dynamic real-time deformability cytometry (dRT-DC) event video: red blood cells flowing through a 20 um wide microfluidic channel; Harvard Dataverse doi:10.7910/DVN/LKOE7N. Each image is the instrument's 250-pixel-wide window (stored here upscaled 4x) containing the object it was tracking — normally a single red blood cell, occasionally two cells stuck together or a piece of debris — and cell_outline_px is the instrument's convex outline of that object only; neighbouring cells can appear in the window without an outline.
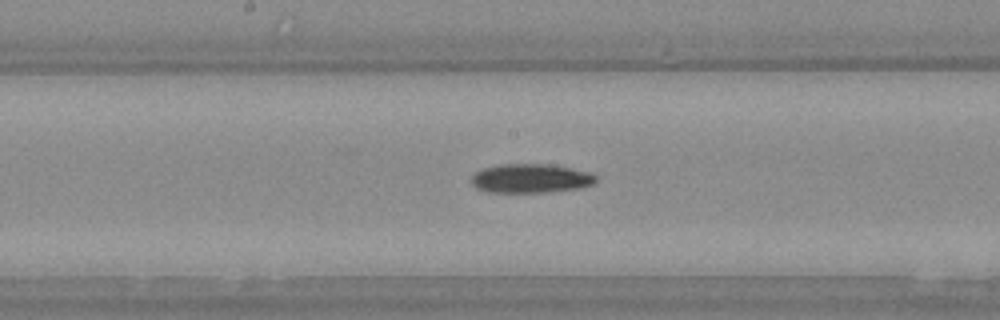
{"species": "Egyptian fruit bat (a non-hibernating species)", "species_latin": "Rousettus aegyptiacus", "temperature_condition": "warm", "stored_images_in_passage": 36, "camera_frame_rate_fps": 3000, "um_per_image_px": 0.085, "animal": {"sex": "female"}, "frame": {"image": 1, "passage_image": 20, "time_ms": 6.333, "image_size_px": [1000, 320], "cell_outline_px": [[596, 180], [592, 184], [576, 188], [544, 192], [488, 192], [476, 188], [472, 184], [472, 176], [476, 172], [484, 168], [500, 164], [548, 164], [572, 168], [592, 172], [596, 176]], "centroid_in_image_um": [45.1, 15.15], "position_along_channel_um": 203.1, "area_um2": 20.92}}